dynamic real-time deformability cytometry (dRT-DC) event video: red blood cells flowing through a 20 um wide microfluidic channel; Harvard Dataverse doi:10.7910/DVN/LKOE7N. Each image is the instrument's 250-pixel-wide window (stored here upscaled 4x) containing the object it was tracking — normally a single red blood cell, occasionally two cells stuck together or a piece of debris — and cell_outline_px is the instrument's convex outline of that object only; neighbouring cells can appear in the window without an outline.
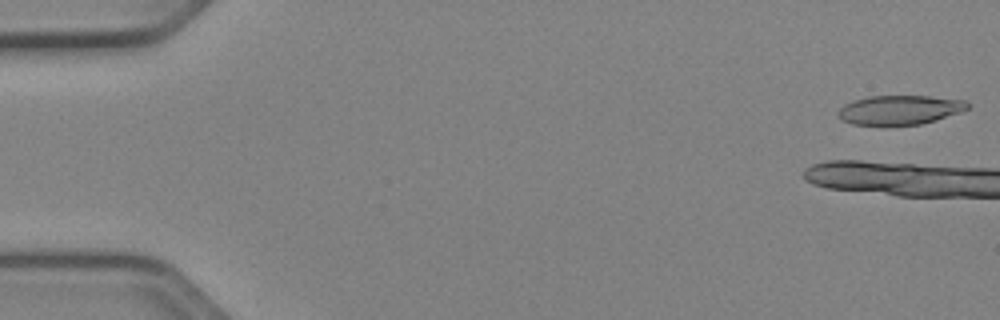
{"species": "Egyptian fruit bat (a non-hibernating species)", "species_latin": "Rousettus aegyptiacus", "temperature_condition": "cold", "stored_images_in_passage": 10, "camera_frame_rate_fps": 3000, "um_per_image_px": 0.085, "animal": {"sex": "female"}, "frame": {"image": 1, "passage_image": 1, "time_ms": 0.0, "image_size_px": [1000, 320], "cell_outline_px": [[968, 108], [960, 112], [936, 120], [920, 124], [888, 128], [880, 128], [852, 124], [844, 120], [840, 116], [840, 108], [844, 104], [852, 100], [868, 96], [928, 96], [964, 100], [968, 104]], "centroid_in_image_um": [76.43, 9.39], "position_along_channel_um": 8.6, "area_um2": 22.72}}